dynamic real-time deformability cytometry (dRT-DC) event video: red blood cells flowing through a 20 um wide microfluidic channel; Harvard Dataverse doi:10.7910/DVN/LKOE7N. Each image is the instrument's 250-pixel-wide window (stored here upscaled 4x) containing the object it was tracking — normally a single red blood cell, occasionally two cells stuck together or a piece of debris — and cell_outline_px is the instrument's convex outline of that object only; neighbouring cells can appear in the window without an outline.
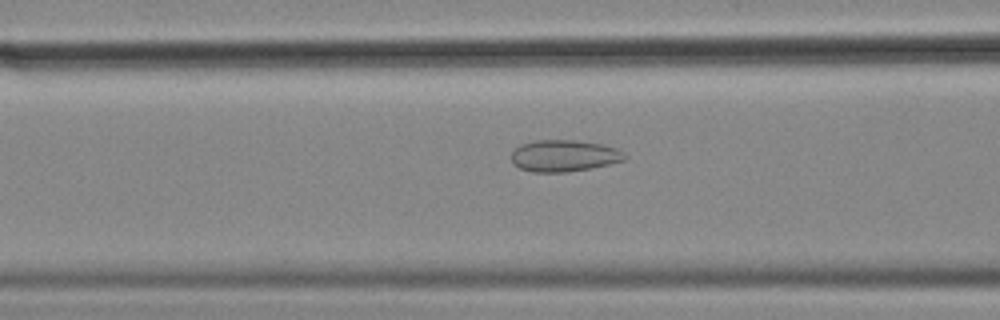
{"species": "common noctule bat (a hibernating species)", "species_latin": "Nyctalus noctula", "temperature_condition": "cold", "stored_images_in_passage": 53, "camera_frame_rate_fps": 3000, "um_per_image_px": 0.085, "animal": {"sex": "female", "body_mass_g": 18.4}, "frame": {"image": 1, "passage_image": 19, "time_ms": 6.0, "image_size_px": [1000, 320], "cell_outline_px": [[628, 156], [624, 160], [592, 168], [564, 172], [532, 172], [520, 168], [512, 164], [512, 152], [520, 144], [536, 140], [572, 140], [600, 144], [616, 148], [624, 152]], "centroid_in_image_um": [47.93, 13.24], "position_along_channel_um": 118.7, "area_um2": 20.87}}
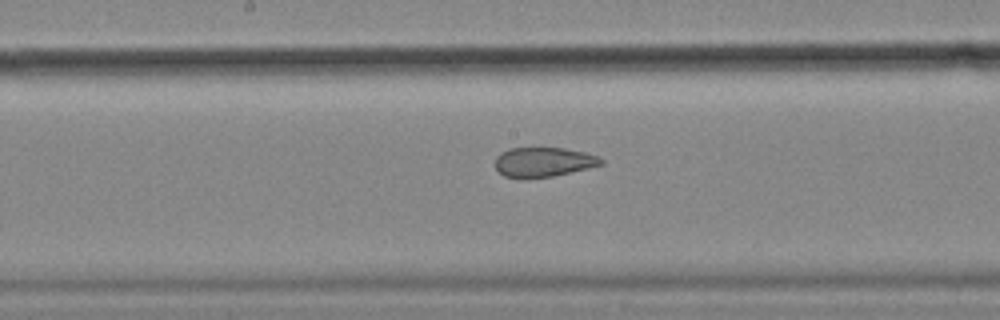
{"frame": {"image": 2, "passage_image": 26, "time_ms": 8.333, "image_size_px": [1000, 320], "cell_outline_px": [[604, 164], [588, 168], [552, 176], [504, 176], [496, 168], [496, 156], [500, 152], [508, 148], [564, 148], [584, 152], [600, 156], [604, 160]], "centroid_in_image_um": [46.24, 13.73], "position_along_channel_um": 202.0, "area_um2": 17.86}}
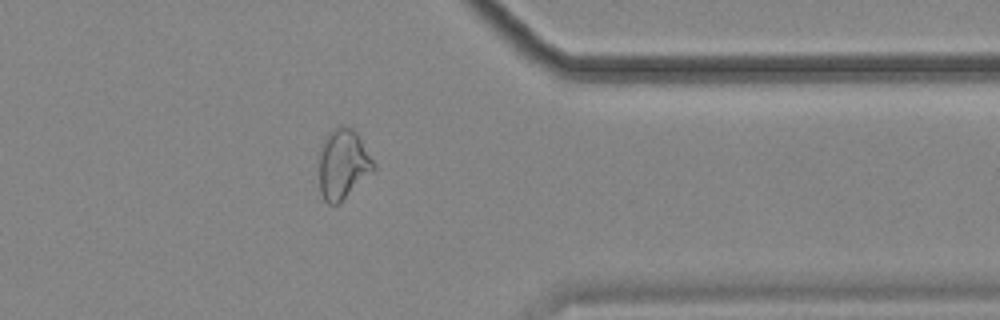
{"frame": {"image": 3, "passage_image": 42, "time_ms": 13.667, "image_size_px": [1000, 320], "cell_outline_px": [[376, 168], [372, 172], [336, 204], [328, 204], [324, 200], [320, 192], [320, 148], [328, 132], [336, 128], [352, 128], [356, 132], [376, 164]], "centroid_in_image_um": [29.15, 13.95], "position_along_channel_um": 382.2, "area_um2": 21.56}, "authors_computed_cell_mechanics": {"area_um2": 22.3686, "velocity_mm_per_s": 3.5717, "shape_relaxation_time_tau1_ms": null, "shape_relaxation_time_tau2_ms": 1.8106, "deformation_change_tau1": null, "deformation_change_tau2": 0.0752}}